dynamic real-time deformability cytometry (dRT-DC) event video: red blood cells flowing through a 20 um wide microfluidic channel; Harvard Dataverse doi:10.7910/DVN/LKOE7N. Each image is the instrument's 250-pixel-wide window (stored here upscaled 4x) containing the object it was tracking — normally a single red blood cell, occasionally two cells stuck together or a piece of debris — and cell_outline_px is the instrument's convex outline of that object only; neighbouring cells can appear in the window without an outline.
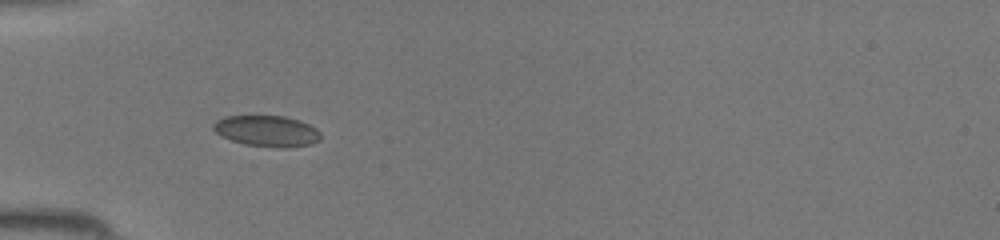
{"species": "common noctule bat (a hibernating species)", "species_latin": "Nyctalus noctula", "temperature_condition": "room temperature", "stored_images_in_passage": 22, "camera_frame_rate_fps": 3000, "um_per_image_px": 0.085, "animal": {"sex": "female", "body_mass_g": 19.5, "forearm_length_mm": 54.1}, "frame": {"image": 1, "passage_image": 4, "time_ms": 1.0, "image_size_px": [1000, 240], "cell_outline_px": [[320, 140], [312, 144], [288, 148], [276, 148], [244, 144], [220, 136], [212, 128], [212, 124], [216, 120], [224, 116], [284, 116], [300, 120], [316, 128], [320, 132]], "centroid_in_image_um": [22.69, 11.14], "position_along_channel_um": 62.3, "area_um2": 19.65}}
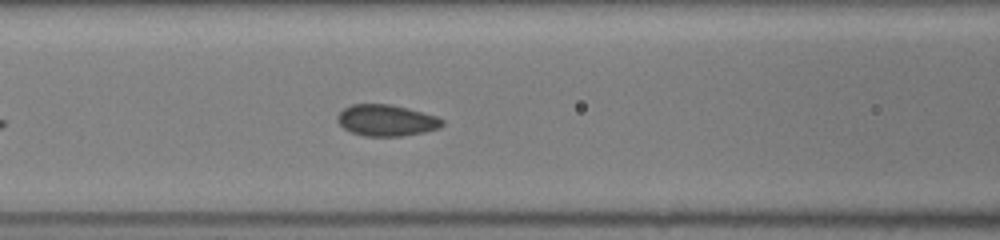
{"frame": {"image": 2, "passage_image": 9, "time_ms": 2.667, "image_size_px": [1000, 240], "cell_outline_px": [[444, 124], [440, 128], [424, 132], [404, 136], [364, 136], [352, 132], [344, 128], [336, 120], [336, 116], [344, 108], [352, 104], [392, 104], [408, 108], [436, 116], [444, 120]], "centroid_in_image_um": [32.85, 10.23], "position_along_channel_um": 133.7, "area_um2": 19.25}}
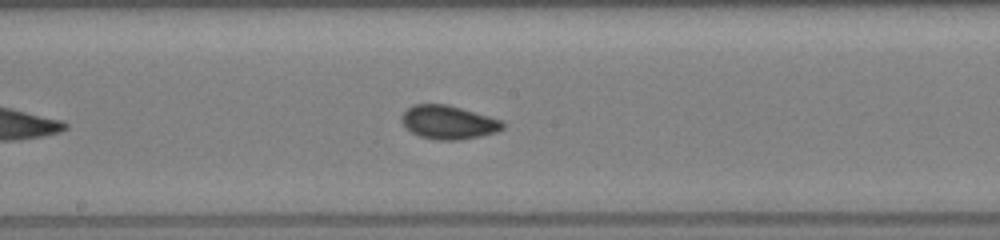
{"frame": {"image": 3, "passage_image": 14, "time_ms": 4.333, "image_size_px": [1000, 240], "cell_outline_px": [[504, 128], [496, 132], [480, 136], [460, 140], [436, 140], [420, 136], [412, 132], [400, 120], [400, 116], [412, 104], [448, 104], [488, 116], [500, 120], [504, 124]], "centroid_in_image_um": [38.09, 10.39], "position_along_channel_um": 210.1, "area_um2": 19.71}}